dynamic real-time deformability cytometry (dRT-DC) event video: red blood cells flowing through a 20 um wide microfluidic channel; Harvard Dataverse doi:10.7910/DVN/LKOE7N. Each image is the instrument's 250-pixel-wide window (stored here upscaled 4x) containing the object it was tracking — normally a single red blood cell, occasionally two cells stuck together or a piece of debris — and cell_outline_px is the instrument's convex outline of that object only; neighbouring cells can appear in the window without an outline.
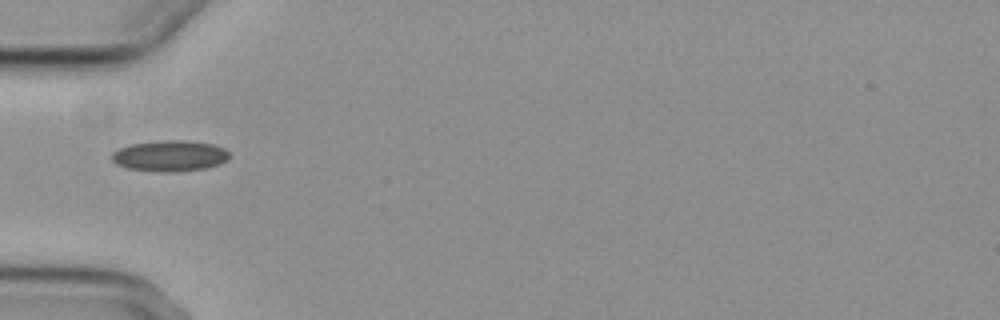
{"species": "common noctule bat (a hibernating species)", "species_latin": "Nyctalus noctula", "temperature_condition": "cold", "stored_images_in_passage": 1, "camera_frame_rate_fps": 3000, "um_per_image_px": 0.085, "animal": {"sex": "female", "body_mass_g": 29.2, "forearm_length_mm": 56.3}, "frame": {"image": 1, "passage_image": 1, "time_ms": 0.0, "image_size_px": [1000, 320], "cell_outline_px": [[228, 160], [220, 164], [208, 168], [172, 172], [156, 172], [128, 168], [116, 164], [112, 160], [112, 152], [120, 148], [132, 144], [164, 140], [184, 140], [212, 144], [224, 148], [228, 152]], "centroid_in_image_um": [14.45, 13.26], "position_along_channel_um": 70.6, "area_um2": 21.21}}